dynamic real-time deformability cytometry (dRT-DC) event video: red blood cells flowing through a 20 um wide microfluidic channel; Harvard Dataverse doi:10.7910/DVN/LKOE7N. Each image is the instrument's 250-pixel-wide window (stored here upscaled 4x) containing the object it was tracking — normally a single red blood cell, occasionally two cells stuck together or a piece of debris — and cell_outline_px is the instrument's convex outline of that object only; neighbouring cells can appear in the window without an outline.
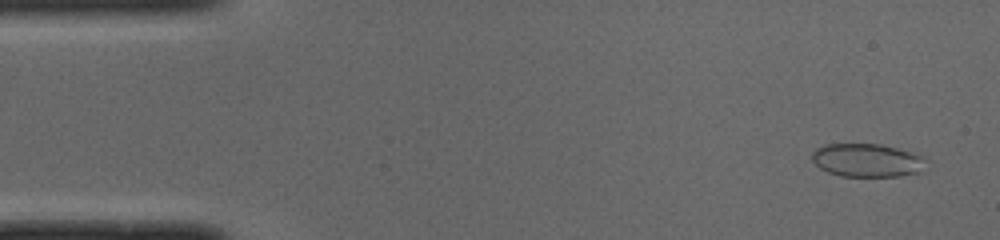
{"species": "common noctule bat (a hibernating species)", "species_latin": "Nyctalus noctula", "temperature_condition": "cold", "stored_images_in_passage": 50, "camera_frame_rate_fps": 3000, "um_per_image_px": 0.085, "animal": {"sex": "male", "body_mass_g": 19.0, "forearm_length_mm": 50.8}, "frame": {"image": 1, "passage_image": 3, "time_ms": 0.667, "image_size_px": [1000, 240], "cell_outline_px": [[924, 156], [916, 172], [900, 176], [840, 176], [828, 172], [820, 168], [812, 160], [812, 152], [816, 148], [828, 144], [880, 144], [896, 148]], "centroid_in_image_um": [73.59, 13.61], "position_along_channel_um": 11.4, "area_um2": 21.56}}
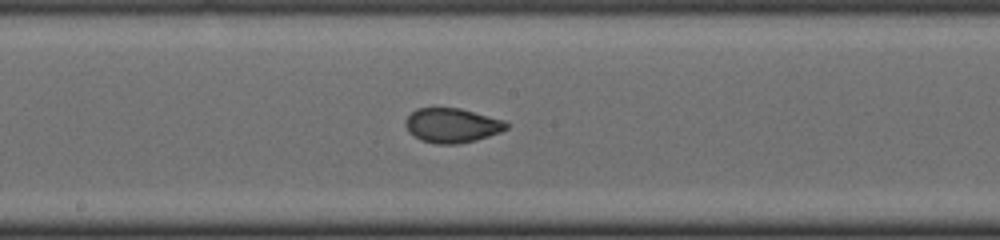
{"frame": {"image": 2, "passage_image": 26, "time_ms": 8.333, "image_size_px": [1000, 240], "cell_outline_px": [[508, 128], [500, 132], [476, 140], [456, 144], [436, 144], [420, 140], [408, 132], [404, 124], [404, 120], [416, 108], [460, 108], [504, 120], [508, 124]], "centroid_in_image_um": [38.39, 10.66], "position_along_channel_um": 209.8, "area_um2": 20.35}}
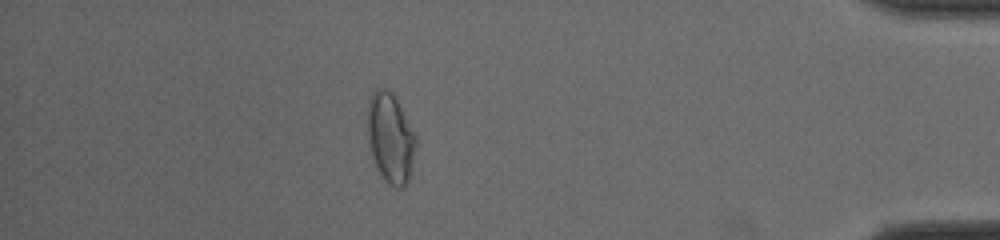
{"frame": {"image": 3, "passage_image": 44, "time_ms": 14.333, "image_size_px": [1000, 240], "cell_outline_px": [[416, 144], [408, 180], [400, 188], [396, 188], [388, 184], [380, 172], [372, 156], [368, 144], [368, 100], [372, 92], [376, 88], [384, 88], [392, 92], [416, 140]], "centroid_in_image_um": [33.14, 11.72], "position_along_channel_um": 402.1, "area_um2": 24.51}, "authors_computed_cell_mechanics": {"area_um2": 21.1837, "velocity_mm_per_s": 3.9829, "shape_relaxation_time_tau1_ms": null, "shape_relaxation_time_tau2_ms": 0.5458, "deformation_change_tau1": null, "deformation_change_tau2": 0.044}}